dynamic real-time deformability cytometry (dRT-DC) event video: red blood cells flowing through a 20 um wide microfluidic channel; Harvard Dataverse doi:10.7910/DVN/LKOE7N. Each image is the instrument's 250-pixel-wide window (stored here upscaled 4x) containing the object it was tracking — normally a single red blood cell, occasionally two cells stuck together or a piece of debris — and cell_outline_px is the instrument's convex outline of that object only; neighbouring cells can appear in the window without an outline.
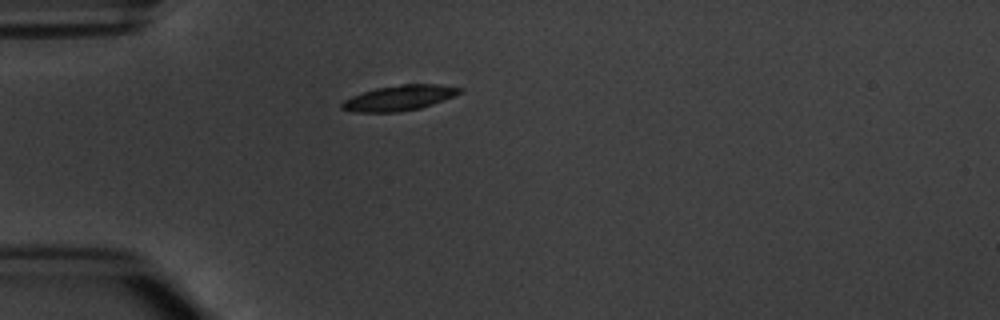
{"species": "common noctule bat (a hibernating species)", "species_latin": "Nyctalus noctula", "temperature_condition": "warm", "stored_images_in_passage": 2, "camera_frame_rate_fps": 3000, "um_per_image_px": 0.085, "animal": {"sex": "male", "body_mass_g": 20.1, "forearm_length_mm": 53.5}, "frame": {"image": 1, "passage_image": 1, "time_ms": 0.0, "image_size_px": [1000, 320], "cell_outline_px": [[464, 88], [460, 92], [452, 96], [432, 104], [420, 108], [400, 112], [356, 112], [340, 108], [340, 104], [344, 100], [352, 96], [376, 88], [400, 84], [440, 84]], "centroid_in_image_um": [33.92, 8.32], "position_along_channel_um": 51.1, "area_um2": 17.22}}